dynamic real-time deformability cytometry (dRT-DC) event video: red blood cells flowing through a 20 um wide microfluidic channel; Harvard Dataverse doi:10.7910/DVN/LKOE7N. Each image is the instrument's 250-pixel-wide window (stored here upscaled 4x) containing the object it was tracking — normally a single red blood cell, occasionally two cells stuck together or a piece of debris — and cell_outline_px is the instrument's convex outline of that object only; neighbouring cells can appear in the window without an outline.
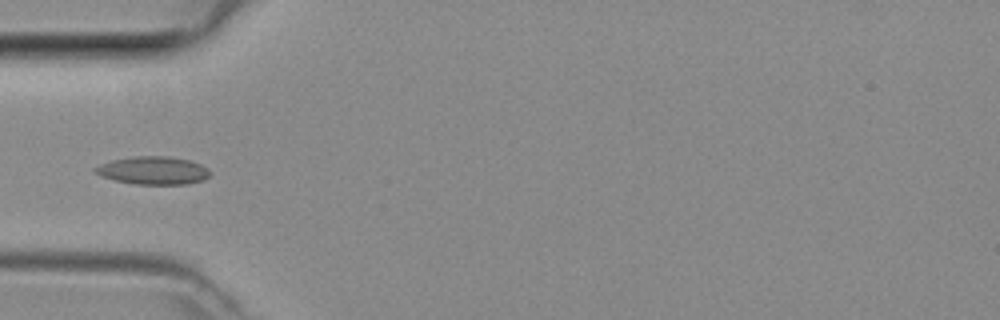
{"species": "common noctule bat (a hibernating species)", "species_latin": "Nyctalus noctula", "temperature_condition": "room temperature", "stored_images_in_passage": 5, "camera_frame_rate_fps": 3000, "um_per_image_px": 0.085, "animal": {"sex": "female", "body_mass_g": 29.2, "forearm_length_mm": 56.3}, "frame": {"image": 1, "passage_image": 4, "time_ms": 1.0, "image_size_px": [1000, 320], "cell_outline_px": [[212, 172], [204, 180], [188, 184], [136, 184], [112, 180], [92, 172], [92, 168], [100, 164], [112, 160], [132, 156], [168, 156], [188, 160], [200, 164], [208, 168]], "centroid_in_image_um": [12.99, 14.49], "position_along_channel_um": 72.0, "area_um2": 18.9}}
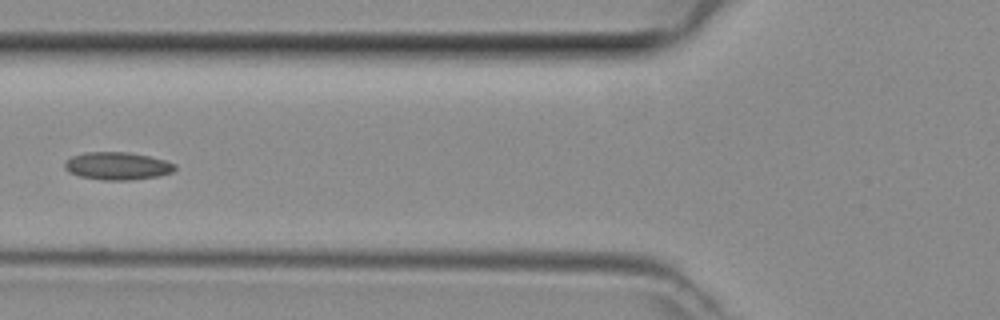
{"frame": {"image": 2, "passage_image": 5, "time_ms": 1.333, "image_size_px": [1000, 320], "cell_outline_px": [[176, 168], [172, 172], [160, 176], [132, 180], [100, 180], [80, 176], [68, 172], [64, 168], [64, 164], [72, 156], [84, 152], [128, 152], [148, 156], [164, 160], [176, 164]], "centroid_in_image_um": [9.98, 14.11], "position_along_channel_um": 115.8, "area_um2": 17.86}}